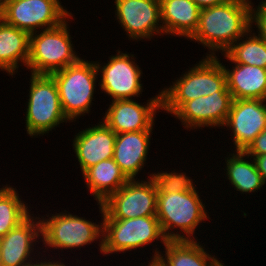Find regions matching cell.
Masks as SVG:
<instances>
[{
    "mask_svg": "<svg viewBox=\"0 0 266 266\" xmlns=\"http://www.w3.org/2000/svg\"><path fill=\"white\" fill-rule=\"evenodd\" d=\"M30 34L0 18V71L14 77L20 66H27ZM20 65V66H19Z\"/></svg>",
    "mask_w": 266,
    "mask_h": 266,
    "instance_id": "obj_22",
    "label": "cell"
},
{
    "mask_svg": "<svg viewBox=\"0 0 266 266\" xmlns=\"http://www.w3.org/2000/svg\"><path fill=\"white\" fill-rule=\"evenodd\" d=\"M21 198L17 188L12 185L6 184L0 188V238L31 214V207Z\"/></svg>",
    "mask_w": 266,
    "mask_h": 266,
    "instance_id": "obj_26",
    "label": "cell"
},
{
    "mask_svg": "<svg viewBox=\"0 0 266 266\" xmlns=\"http://www.w3.org/2000/svg\"><path fill=\"white\" fill-rule=\"evenodd\" d=\"M254 4L256 3L252 4L251 28H257L254 32L266 42V3H258L255 7Z\"/></svg>",
    "mask_w": 266,
    "mask_h": 266,
    "instance_id": "obj_28",
    "label": "cell"
},
{
    "mask_svg": "<svg viewBox=\"0 0 266 266\" xmlns=\"http://www.w3.org/2000/svg\"><path fill=\"white\" fill-rule=\"evenodd\" d=\"M148 265L146 266H163L158 259H151L149 260ZM141 266H145L144 263H141Z\"/></svg>",
    "mask_w": 266,
    "mask_h": 266,
    "instance_id": "obj_33",
    "label": "cell"
},
{
    "mask_svg": "<svg viewBox=\"0 0 266 266\" xmlns=\"http://www.w3.org/2000/svg\"><path fill=\"white\" fill-rule=\"evenodd\" d=\"M85 184L94 200L103 203L111 194L117 192L128 182L113 158L102 160L82 173Z\"/></svg>",
    "mask_w": 266,
    "mask_h": 266,
    "instance_id": "obj_23",
    "label": "cell"
},
{
    "mask_svg": "<svg viewBox=\"0 0 266 266\" xmlns=\"http://www.w3.org/2000/svg\"><path fill=\"white\" fill-rule=\"evenodd\" d=\"M249 156H261L266 154V128L244 150Z\"/></svg>",
    "mask_w": 266,
    "mask_h": 266,
    "instance_id": "obj_29",
    "label": "cell"
},
{
    "mask_svg": "<svg viewBox=\"0 0 266 266\" xmlns=\"http://www.w3.org/2000/svg\"><path fill=\"white\" fill-rule=\"evenodd\" d=\"M144 103H138L135 99L111 101L100 120L116 134L153 131L156 115L162 110L161 90Z\"/></svg>",
    "mask_w": 266,
    "mask_h": 266,
    "instance_id": "obj_12",
    "label": "cell"
},
{
    "mask_svg": "<svg viewBox=\"0 0 266 266\" xmlns=\"http://www.w3.org/2000/svg\"><path fill=\"white\" fill-rule=\"evenodd\" d=\"M44 255L45 254L42 255V253H41V257L40 258H38L35 261L29 263L27 266H68L67 262H62V260L64 261L65 258L64 259L60 258V253L58 254L59 255L58 260H57V258H56V260H54L53 259L54 257H52V255L50 256L51 259L49 258V260H48L47 256L44 257Z\"/></svg>",
    "mask_w": 266,
    "mask_h": 266,
    "instance_id": "obj_30",
    "label": "cell"
},
{
    "mask_svg": "<svg viewBox=\"0 0 266 266\" xmlns=\"http://www.w3.org/2000/svg\"><path fill=\"white\" fill-rule=\"evenodd\" d=\"M50 75L56 82L63 112L70 122H75L91 112L98 82L94 61L83 57L77 63Z\"/></svg>",
    "mask_w": 266,
    "mask_h": 266,
    "instance_id": "obj_6",
    "label": "cell"
},
{
    "mask_svg": "<svg viewBox=\"0 0 266 266\" xmlns=\"http://www.w3.org/2000/svg\"><path fill=\"white\" fill-rule=\"evenodd\" d=\"M197 189L157 192L156 216L168 241L200 240L196 229L211 217Z\"/></svg>",
    "mask_w": 266,
    "mask_h": 266,
    "instance_id": "obj_2",
    "label": "cell"
},
{
    "mask_svg": "<svg viewBox=\"0 0 266 266\" xmlns=\"http://www.w3.org/2000/svg\"><path fill=\"white\" fill-rule=\"evenodd\" d=\"M256 164L258 172L262 175L263 181L266 184V154L261 156H251Z\"/></svg>",
    "mask_w": 266,
    "mask_h": 266,
    "instance_id": "obj_31",
    "label": "cell"
},
{
    "mask_svg": "<svg viewBox=\"0 0 266 266\" xmlns=\"http://www.w3.org/2000/svg\"><path fill=\"white\" fill-rule=\"evenodd\" d=\"M252 4V0H230L201 9L198 27L188 41L206 47V56L224 53L251 28Z\"/></svg>",
    "mask_w": 266,
    "mask_h": 266,
    "instance_id": "obj_1",
    "label": "cell"
},
{
    "mask_svg": "<svg viewBox=\"0 0 266 266\" xmlns=\"http://www.w3.org/2000/svg\"><path fill=\"white\" fill-rule=\"evenodd\" d=\"M147 180L129 179L117 192L111 194L99 206L103 219H130L156 216L157 184L152 177Z\"/></svg>",
    "mask_w": 266,
    "mask_h": 266,
    "instance_id": "obj_9",
    "label": "cell"
},
{
    "mask_svg": "<svg viewBox=\"0 0 266 266\" xmlns=\"http://www.w3.org/2000/svg\"><path fill=\"white\" fill-rule=\"evenodd\" d=\"M253 32V33H252ZM224 54L232 63L266 68V42L250 28Z\"/></svg>",
    "mask_w": 266,
    "mask_h": 266,
    "instance_id": "obj_25",
    "label": "cell"
},
{
    "mask_svg": "<svg viewBox=\"0 0 266 266\" xmlns=\"http://www.w3.org/2000/svg\"><path fill=\"white\" fill-rule=\"evenodd\" d=\"M224 127L231 132L233 149L244 151L266 128V100H233Z\"/></svg>",
    "mask_w": 266,
    "mask_h": 266,
    "instance_id": "obj_15",
    "label": "cell"
},
{
    "mask_svg": "<svg viewBox=\"0 0 266 266\" xmlns=\"http://www.w3.org/2000/svg\"><path fill=\"white\" fill-rule=\"evenodd\" d=\"M102 254L125 253L145 248L160 241L164 246L168 241L161 229L157 216L130 219H102ZM144 246V247H143ZM108 254V255H107Z\"/></svg>",
    "mask_w": 266,
    "mask_h": 266,
    "instance_id": "obj_8",
    "label": "cell"
},
{
    "mask_svg": "<svg viewBox=\"0 0 266 266\" xmlns=\"http://www.w3.org/2000/svg\"><path fill=\"white\" fill-rule=\"evenodd\" d=\"M170 171L161 170L152 174L157 184L158 192L188 191L197 187L195 184L196 180L188 176L185 172H177L175 169Z\"/></svg>",
    "mask_w": 266,
    "mask_h": 266,
    "instance_id": "obj_27",
    "label": "cell"
},
{
    "mask_svg": "<svg viewBox=\"0 0 266 266\" xmlns=\"http://www.w3.org/2000/svg\"><path fill=\"white\" fill-rule=\"evenodd\" d=\"M7 2H8V0H0V17L4 11V8H5Z\"/></svg>",
    "mask_w": 266,
    "mask_h": 266,
    "instance_id": "obj_34",
    "label": "cell"
},
{
    "mask_svg": "<svg viewBox=\"0 0 266 266\" xmlns=\"http://www.w3.org/2000/svg\"><path fill=\"white\" fill-rule=\"evenodd\" d=\"M200 9L209 8L212 6L226 3L230 0H192Z\"/></svg>",
    "mask_w": 266,
    "mask_h": 266,
    "instance_id": "obj_32",
    "label": "cell"
},
{
    "mask_svg": "<svg viewBox=\"0 0 266 266\" xmlns=\"http://www.w3.org/2000/svg\"><path fill=\"white\" fill-rule=\"evenodd\" d=\"M227 154L225 159V179L229 180L234 190L241 194L258 193L265 185L262 175L258 172L253 158L244 151H234ZM253 192V193H252Z\"/></svg>",
    "mask_w": 266,
    "mask_h": 266,
    "instance_id": "obj_24",
    "label": "cell"
},
{
    "mask_svg": "<svg viewBox=\"0 0 266 266\" xmlns=\"http://www.w3.org/2000/svg\"><path fill=\"white\" fill-rule=\"evenodd\" d=\"M233 97L230 92H214L184 102L171 116L179 119L188 131L194 129L223 128L231 109Z\"/></svg>",
    "mask_w": 266,
    "mask_h": 266,
    "instance_id": "obj_14",
    "label": "cell"
},
{
    "mask_svg": "<svg viewBox=\"0 0 266 266\" xmlns=\"http://www.w3.org/2000/svg\"><path fill=\"white\" fill-rule=\"evenodd\" d=\"M47 213L46 216H41V237L43 248L38 249L42 252L49 253L51 248L58 252L61 249V253L64 250H80L83 246L97 243L100 253L102 254V234H103V222L98 223L85 217H80L76 214H72L67 210L59 211V213ZM47 217V218H46ZM99 239V240H98ZM48 250H47V249ZM79 248V249H78ZM46 250V251H45Z\"/></svg>",
    "mask_w": 266,
    "mask_h": 266,
    "instance_id": "obj_5",
    "label": "cell"
},
{
    "mask_svg": "<svg viewBox=\"0 0 266 266\" xmlns=\"http://www.w3.org/2000/svg\"><path fill=\"white\" fill-rule=\"evenodd\" d=\"M0 266H2L1 250H0Z\"/></svg>",
    "mask_w": 266,
    "mask_h": 266,
    "instance_id": "obj_36",
    "label": "cell"
},
{
    "mask_svg": "<svg viewBox=\"0 0 266 266\" xmlns=\"http://www.w3.org/2000/svg\"><path fill=\"white\" fill-rule=\"evenodd\" d=\"M39 216L38 214V217H35L31 213L17 227L0 238L2 266H27L40 258L41 252L36 250V245L42 242Z\"/></svg>",
    "mask_w": 266,
    "mask_h": 266,
    "instance_id": "obj_16",
    "label": "cell"
},
{
    "mask_svg": "<svg viewBox=\"0 0 266 266\" xmlns=\"http://www.w3.org/2000/svg\"><path fill=\"white\" fill-rule=\"evenodd\" d=\"M259 3H266V0H261Z\"/></svg>",
    "mask_w": 266,
    "mask_h": 266,
    "instance_id": "obj_37",
    "label": "cell"
},
{
    "mask_svg": "<svg viewBox=\"0 0 266 266\" xmlns=\"http://www.w3.org/2000/svg\"><path fill=\"white\" fill-rule=\"evenodd\" d=\"M170 86L161 89L162 111L173 114L184 102L214 92H229L220 58L203 56Z\"/></svg>",
    "mask_w": 266,
    "mask_h": 266,
    "instance_id": "obj_3",
    "label": "cell"
},
{
    "mask_svg": "<svg viewBox=\"0 0 266 266\" xmlns=\"http://www.w3.org/2000/svg\"><path fill=\"white\" fill-rule=\"evenodd\" d=\"M114 5L115 18L128 40L151 41L157 35L162 38L159 0H115Z\"/></svg>",
    "mask_w": 266,
    "mask_h": 266,
    "instance_id": "obj_13",
    "label": "cell"
},
{
    "mask_svg": "<svg viewBox=\"0 0 266 266\" xmlns=\"http://www.w3.org/2000/svg\"><path fill=\"white\" fill-rule=\"evenodd\" d=\"M71 14L61 0H8L0 18L32 34L60 25Z\"/></svg>",
    "mask_w": 266,
    "mask_h": 266,
    "instance_id": "obj_11",
    "label": "cell"
},
{
    "mask_svg": "<svg viewBox=\"0 0 266 266\" xmlns=\"http://www.w3.org/2000/svg\"><path fill=\"white\" fill-rule=\"evenodd\" d=\"M222 55L224 59L231 62V65L234 64L230 69L222 62L226 73L227 89L232 94L233 100H266V68L232 63L224 53Z\"/></svg>",
    "mask_w": 266,
    "mask_h": 266,
    "instance_id": "obj_19",
    "label": "cell"
},
{
    "mask_svg": "<svg viewBox=\"0 0 266 266\" xmlns=\"http://www.w3.org/2000/svg\"><path fill=\"white\" fill-rule=\"evenodd\" d=\"M60 25L30 34L29 58L26 69L30 74H47L77 63L82 57L75 51L70 35L69 19Z\"/></svg>",
    "mask_w": 266,
    "mask_h": 266,
    "instance_id": "obj_4",
    "label": "cell"
},
{
    "mask_svg": "<svg viewBox=\"0 0 266 266\" xmlns=\"http://www.w3.org/2000/svg\"><path fill=\"white\" fill-rule=\"evenodd\" d=\"M214 266H227V265H225L224 263H222V260H218V261L214 264Z\"/></svg>",
    "mask_w": 266,
    "mask_h": 266,
    "instance_id": "obj_35",
    "label": "cell"
},
{
    "mask_svg": "<svg viewBox=\"0 0 266 266\" xmlns=\"http://www.w3.org/2000/svg\"><path fill=\"white\" fill-rule=\"evenodd\" d=\"M116 51V55H110L108 63L94 61L100 78L98 86L101 92L108 95L111 101L140 97L144 90L141 83L143 72L135 62L136 57L127 51Z\"/></svg>",
    "mask_w": 266,
    "mask_h": 266,
    "instance_id": "obj_10",
    "label": "cell"
},
{
    "mask_svg": "<svg viewBox=\"0 0 266 266\" xmlns=\"http://www.w3.org/2000/svg\"><path fill=\"white\" fill-rule=\"evenodd\" d=\"M73 136V150L83 173L102 160L113 158L117 134L99 120Z\"/></svg>",
    "mask_w": 266,
    "mask_h": 266,
    "instance_id": "obj_17",
    "label": "cell"
},
{
    "mask_svg": "<svg viewBox=\"0 0 266 266\" xmlns=\"http://www.w3.org/2000/svg\"><path fill=\"white\" fill-rule=\"evenodd\" d=\"M158 249H153L150 260L158 259L163 266H214L219 259L198 240L167 241L165 253Z\"/></svg>",
    "mask_w": 266,
    "mask_h": 266,
    "instance_id": "obj_21",
    "label": "cell"
},
{
    "mask_svg": "<svg viewBox=\"0 0 266 266\" xmlns=\"http://www.w3.org/2000/svg\"><path fill=\"white\" fill-rule=\"evenodd\" d=\"M29 80L28 102L24 115L26 133L31 138H37L49 134L61 123H71L63 112L53 77L47 74H31Z\"/></svg>",
    "mask_w": 266,
    "mask_h": 266,
    "instance_id": "obj_7",
    "label": "cell"
},
{
    "mask_svg": "<svg viewBox=\"0 0 266 266\" xmlns=\"http://www.w3.org/2000/svg\"><path fill=\"white\" fill-rule=\"evenodd\" d=\"M153 131H135L117 134L113 159L128 179H138L146 167Z\"/></svg>",
    "mask_w": 266,
    "mask_h": 266,
    "instance_id": "obj_18",
    "label": "cell"
},
{
    "mask_svg": "<svg viewBox=\"0 0 266 266\" xmlns=\"http://www.w3.org/2000/svg\"><path fill=\"white\" fill-rule=\"evenodd\" d=\"M163 35L189 39L199 23L200 8L192 0H159Z\"/></svg>",
    "mask_w": 266,
    "mask_h": 266,
    "instance_id": "obj_20",
    "label": "cell"
}]
</instances>
